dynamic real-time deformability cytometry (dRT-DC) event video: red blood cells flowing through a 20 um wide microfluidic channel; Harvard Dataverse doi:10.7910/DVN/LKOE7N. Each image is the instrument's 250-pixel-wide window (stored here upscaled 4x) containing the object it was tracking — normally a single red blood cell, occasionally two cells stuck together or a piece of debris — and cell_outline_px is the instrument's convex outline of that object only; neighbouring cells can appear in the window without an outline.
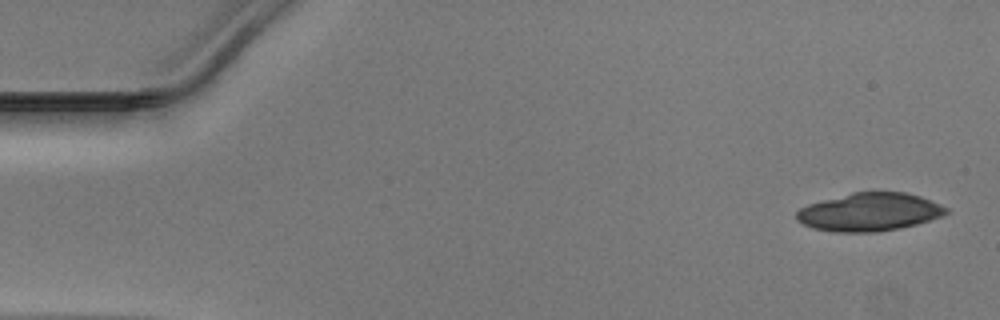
{"species": "Egyptian fruit bat (a non-hibernating species)", "species_latin": "Rousettus aegyptiacus", "temperature_condition": "warm", "stored_images_in_passage": 36, "camera_frame_rate_fps": 3000, "um_per_image_px": 0.085, "animal": {"sex": "male"}, "frame": {"image": 1, "passage_image": 1, "time_ms": 0.0, "image_size_px": [1000, 320], "cell_outline_px": [[948, 212], [940, 216], [916, 224], [900, 228], [880, 232], [832, 232], [812, 228], [796, 220], [796, 212], [800, 208], [808, 204], [852, 192], [904, 192], [920, 196], [940, 204], [948, 208]], "centroid_in_image_um": [73.87, 18.03], "position_along_channel_um": 11.1, "area_um2": 33.18}}
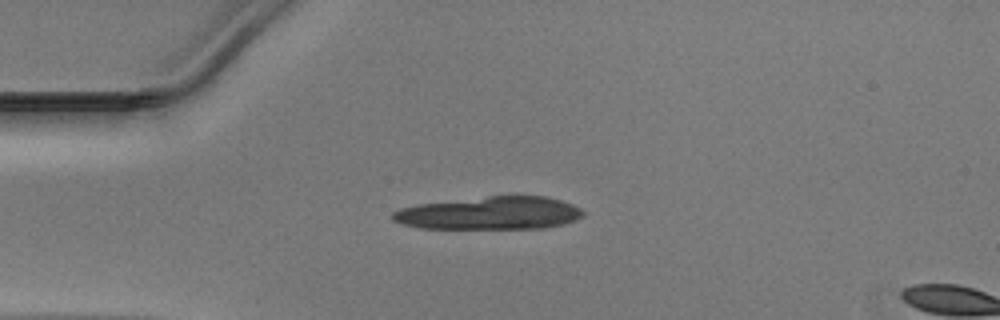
{"frame": {"image": 2, "passage_image": 11, "time_ms": 3.333, "image_size_px": [1000, 320], "cell_outline_px": [[584, 216], [576, 220], [564, 224], [544, 228], [420, 228], [400, 224], [392, 220], [392, 212], [400, 208], [416, 204], [512, 192], [516, 192], [548, 196], [572, 204], [580, 208], [584, 212]], "centroid_in_image_um": [41.67, 18.06], "position_along_channel_um": 43.3, "area_um2": 37.92}}